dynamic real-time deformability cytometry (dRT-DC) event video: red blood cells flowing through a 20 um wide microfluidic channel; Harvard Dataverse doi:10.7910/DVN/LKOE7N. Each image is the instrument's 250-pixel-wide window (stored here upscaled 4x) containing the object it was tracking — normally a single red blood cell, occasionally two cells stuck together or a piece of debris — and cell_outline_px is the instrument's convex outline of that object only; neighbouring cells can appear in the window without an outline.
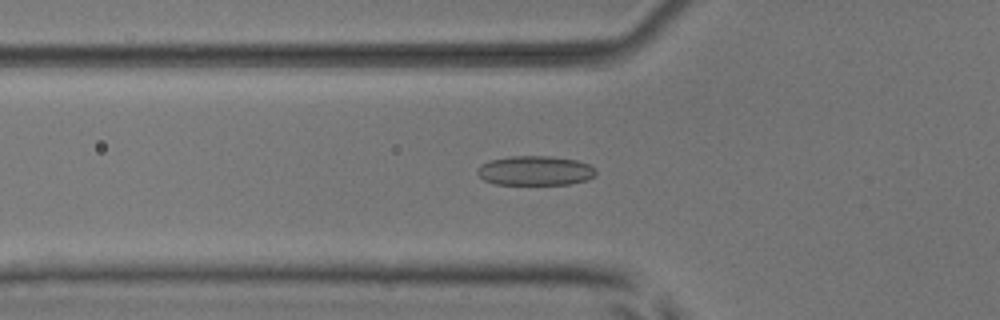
{"species": "common noctule bat (a hibernating species)", "species_latin": "Nyctalus noctula", "temperature_condition": "room temperature", "stored_images_in_passage": 37, "camera_frame_rate_fps": 3000, "um_per_image_px": 0.085, "animal": {"sex": "male", "body_mass_g": 17.9, "forearm_length_mm": 54.2}, "frame": {"image": 1, "passage_image": 9, "time_ms": 2.667, "image_size_px": [1000, 320], "cell_outline_px": [[596, 176], [588, 180], [568, 184], [496, 184], [484, 180], [476, 172], [476, 168], [480, 164], [488, 160], [512, 156], [548, 156], [576, 160], [588, 164], [596, 168]], "centroid_in_image_um": [45.48, 14.5], "position_along_channel_um": 80.3, "area_um2": 20.52}}
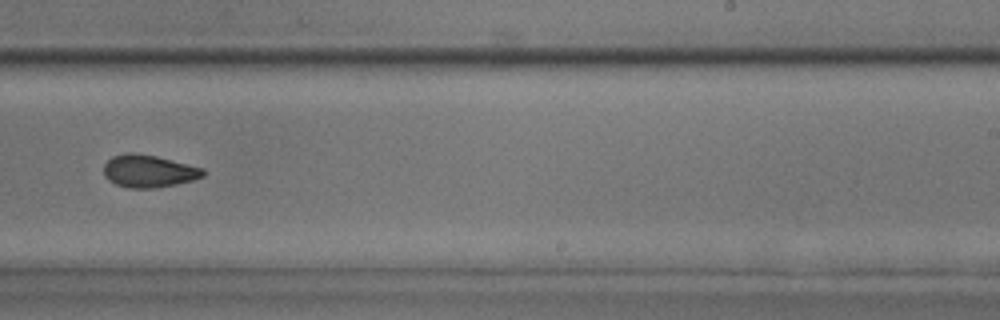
{"frame": {"image": 2, "passage_image": 24, "time_ms": 7.667, "image_size_px": [1000, 320], "cell_outline_px": [[204, 176], [192, 180], [176, 184], [156, 188], [128, 188], [116, 184], [108, 180], [104, 176], [104, 164], [112, 156], [124, 152], [136, 152], [156, 156], [204, 168]], "centroid_in_image_um": [12.61, 14.53], "position_along_channel_um": 276.4, "area_um2": 18.96}}
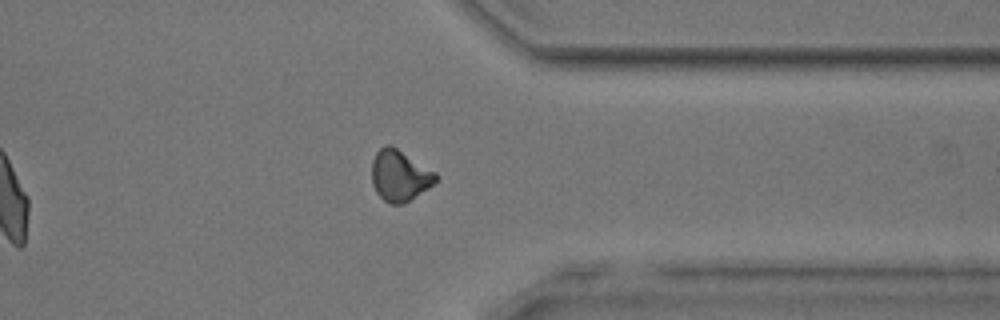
{"frame": {"image": 3, "passage_image": 32, "time_ms": 10.333, "image_size_px": [1000, 320], "cell_outline_px": [[440, 176], [428, 188], [404, 204], [392, 204], [384, 200], [376, 192], [372, 184], [372, 160], [376, 152], [384, 144], [388, 144], [396, 148], [436, 172]], "centroid_in_image_um": [33.96, 14.93], "position_along_channel_um": 377.4, "area_um2": 18.96}, "authors_computed_cell_mechanics": {"area_um2": 19.3052, "velocity_mm_per_s": 3.9285, "shape_relaxation_time_tau1_ms": 4.9492, "shape_relaxation_time_tau2_ms": 3.0812, "deformation_change_tau1": 0.1286, "deformation_change_tau2": 0.0731}}